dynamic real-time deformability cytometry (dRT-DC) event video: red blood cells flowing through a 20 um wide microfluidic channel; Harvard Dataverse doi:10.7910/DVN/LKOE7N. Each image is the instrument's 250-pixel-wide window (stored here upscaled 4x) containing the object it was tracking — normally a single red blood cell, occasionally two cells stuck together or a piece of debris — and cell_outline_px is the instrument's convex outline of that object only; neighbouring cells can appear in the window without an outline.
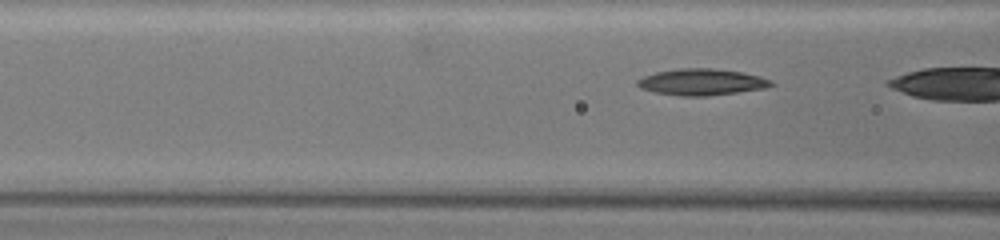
{"species": "common noctule bat (a hibernating species)", "species_latin": "Nyctalus noctula", "temperature_condition": "warm", "stored_images_in_passage": 25, "camera_frame_rate_fps": 3000, "um_per_image_px": 0.085, "animal": {"sex": "female", "body_mass_g": 19.5, "forearm_length_mm": 54.1}, "frame": {"image": 1, "passage_image": 24, "time_ms": 7.667, "image_size_px": [1000, 240], "cell_outline_px": [[776, 84], [764, 88], [708, 96], [680, 96], [652, 92], [640, 88], [636, 84], [636, 80], [644, 76], [656, 72], [680, 68], [712, 68], [744, 72], [760, 76], [772, 80]], "centroid_in_image_um": [59.63, 6.97], "position_along_channel_um": 107.0, "area_um2": 20.75}}